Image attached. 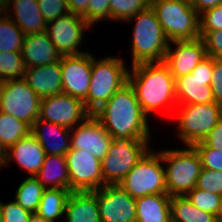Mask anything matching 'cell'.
Segmentation results:
<instances>
[{"label": "cell", "mask_w": 222, "mask_h": 222, "mask_svg": "<svg viewBox=\"0 0 222 222\" xmlns=\"http://www.w3.org/2000/svg\"><path fill=\"white\" fill-rule=\"evenodd\" d=\"M44 186L35 176H28L18 187L15 201L31 213H36L42 198Z\"/></svg>", "instance_id": "obj_30"}, {"label": "cell", "mask_w": 222, "mask_h": 222, "mask_svg": "<svg viewBox=\"0 0 222 222\" xmlns=\"http://www.w3.org/2000/svg\"><path fill=\"white\" fill-rule=\"evenodd\" d=\"M25 70L21 52H0V82L22 79Z\"/></svg>", "instance_id": "obj_33"}, {"label": "cell", "mask_w": 222, "mask_h": 222, "mask_svg": "<svg viewBox=\"0 0 222 222\" xmlns=\"http://www.w3.org/2000/svg\"><path fill=\"white\" fill-rule=\"evenodd\" d=\"M0 222H3V215H2L1 207H0Z\"/></svg>", "instance_id": "obj_49"}, {"label": "cell", "mask_w": 222, "mask_h": 222, "mask_svg": "<svg viewBox=\"0 0 222 222\" xmlns=\"http://www.w3.org/2000/svg\"><path fill=\"white\" fill-rule=\"evenodd\" d=\"M172 43L177 47L172 51L169 44L164 63L175 79L191 73L207 57L205 43L201 37L194 40L172 41Z\"/></svg>", "instance_id": "obj_18"}, {"label": "cell", "mask_w": 222, "mask_h": 222, "mask_svg": "<svg viewBox=\"0 0 222 222\" xmlns=\"http://www.w3.org/2000/svg\"><path fill=\"white\" fill-rule=\"evenodd\" d=\"M111 0H89L87 7V23L92 26L95 22L110 20V4Z\"/></svg>", "instance_id": "obj_39"}, {"label": "cell", "mask_w": 222, "mask_h": 222, "mask_svg": "<svg viewBox=\"0 0 222 222\" xmlns=\"http://www.w3.org/2000/svg\"><path fill=\"white\" fill-rule=\"evenodd\" d=\"M210 87L213 92L215 103H222V59L213 58V70Z\"/></svg>", "instance_id": "obj_42"}, {"label": "cell", "mask_w": 222, "mask_h": 222, "mask_svg": "<svg viewBox=\"0 0 222 222\" xmlns=\"http://www.w3.org/2000/svg\"><path fill=\"white\" fill-rule=\"evenodd\" d=\"M0 14V52H21L25 34L12 20L10 13L0 10Z\"/></svg>", "instance_id": "obj_29"}, {"label": "cell", "mask_w": 222, "mask_h": 222, "mask_svg": "<svg viewBox=\"0 0 222 222\" xmlns=\"http://www.w3.org/2000/svg\"><path fill=\"white\" fill-rule=\"evenodd\" d=\"M41 98L22 79L0 82V111L30 127L39 118Z\"/></svg>", "instance_id": "obj_9"}, {"label": "cell", "mask_w": 222, "mask_h": 222, "mask_svg": "<svg viewBox=\"0 0 222 222\" xmlns=\"http://www.w3.org/2000/svg\"><path fill=\"white\" fill-rule=\"evenodd\" d=\"M66 222H102L93 191H72L65 206Z\"/></svg>", "instance_id": "obj_24"}, {"label": "cell", "mask_w": 222, "mask_h": 222, "mask_svg": "<svg viewBox=\"0 0 222 222\" xmlns=\"http://www.w3.org/2000/svg\"><path fill=\"white\" fill-rule=\"evenodd\" d=\"M133 20L136 23L132 37V66L139 63L164 62L170 41L155 11L149 6L126 21Z\"/></svg>", "instance_id": "obj_3"}, {"label": "cell", "mask_w": 222, "mask_h": 222, "mask_svg": "<svg viewBox=\"0 0 222 222\" xmlns=\"http://www.w3.org/2000/svg\"><path fill=\"white\" fill-rule=\"evenodd\" d=\"M167 163L165 184L169 196H185L196 187L202 170V161L194 146L184 149L159 151Z\"/></svg>", "instance_id": "obj_5"}, {"label": "cell", "mask_w": 222, "mask_h": 222, "mask_svg": "<svg viewBox=\"0 0 222 222\" xmlns=\"http://www.w3.org/2000/svg\"><path fill=\"white\" fill-rule=\"evenodd\" d=\"M93 115L116 140H150L147 115L129 83L103 104Z\"/></svg>", "instance_id": "obj_1"}, {"label": "cell", "mask_w": 222, "mask_h": 222, "mask_svg": "<svg viewBox=\"0 0 222 222\" xmlns=\"http://www.w3.org/2000/svg\"><path fill=\"white\" fill-rule=\"evenodd\" d=\"M170 201L168 194L136 198V222H171Z\"/></svg>", "instance_id": "obj_25"}, {"label": "cell", "mask_w": 222, "mask_h": 222, "mask_svg": "<svg viewBox=\"0 0 222 222\" xmlns=\"http://www.w3.org/2000/svg\"><path fill=\"white\" fill-rule=\"evenodd\" d=\"M163 31L170 42L200 37L199 13L182 0H150Z\"/></svg>", "instance_id": "obj_6"}, {"label": "cell", "mask_w": 222, "mask_h": 222, "mask_svg": "<svg viewBox=\"0 0 222 222\" xmlns=\"http://www.w3.org/2000/svg\"><path fill=\"white\" fill-rule=\"evenodd\" d=\"M0 207L3 222H27L32 214L30 211L23 209L15 200L5 204L0 201Z\"/></svg>", "instance_id": "obj_41"}, {"label": "cell", "mask_w": 222, "mask_h": 222, "mask_svg": "<svg viewBox=\"0 0 222 222\" xmlns=\"http://www.w3.org/2000/svg\"><path fill=\"white\" fill-rule=\"evenodd\" d=\"M131 69L128 83L147 116L172 103L177 105L175 78L164 62L139 63Z\"/></svg>", "instance_id": "obj_2"}, {"label": "cell", "mask_w": 222, "mask_h": 222, "mask_svg": "<svg viewBox=\"0 0 222 222\" xmlns=\"http://www.w3.org/2000/svg\"><path fill=\"white\" fill-rule=\"evenodd\" d=\"M129 72L122 58L110 56L97 61L92 56L91 80L84 101L86 109L93 114L105 104L128 83Z\"/></svg>", "instance_id": "obj_4"}, {"label": "cell", "mask_w": 222, "mask_h": 222, "mask_svg": "<svg viewBox=\"0 0 222 222\" xmlns=\"http://www.w3.org/2000/svg\"><path fill=\"white\" fill-rule=\"evenodd\" d=\"M149 143L150 140L113 139L106 156L101 160L105 185H118L150 150Z\"/></svg>", "instance_id": "obj_8"}, {"label": "cell", "mask_w": 222, "mask_h": 222, "mask_svg": "<svg viewBox=\"0 0 222 222\" xmlns=\"http://www.w3.org/2000/svg\"><path fill=\"white\" fill-rule=\"evenodd\" d=\"M71 132V148L88 152L100 160L106 156L113 140L93 114L72 128Z\"/></svg>", "instance_id": "obj_17"}, {"label": "cell", "mask_w": 222, "mask_h": 222, "mask_svg": "<svg viewBox=\"0 0 222 222\" xmlns=\"http://www.w3.org/2000/svg\"><path fill=\"white\" fill-rule=\"evenodd\" d=\"M171 222H221L211 213L194 206L186 196H171Z\"/></svg>", "instance_id": "obj_27"}, {"label": "cell", "mask_w": 222, "mask_h": 222, "mask_svg": "<svg viewBox=\"0 0 222 222\" xmlns=\"http://www.w3.org/2000/svg\"><path fill=\"white\" fill-rule=\"evenodd\" d=\"M219 106H220V120H222V103L219 104Z\"/></svg>", "instance_id": "obj_48"}, {"label": "cell", "mask_w": 222, "mask_h": 222, "mask_svg": "<svg viewBox=\"0 0 222 222\" xmlns=\"http://www.w3.org/2000/svg\"><path fill=\"white\" fill-rule=\"evenodd\" d=\"M178 117L179 137L187 146L202 142L220 120L218 103L181 105Z\"/></svg>", "instance_id": "obj_10"}, {"label": "cell", "mask_w": 222, "mask_h": 222, "mask_svg": "<svg viewBox=\"0 0 222 222\" xmlns=\"http://www.w3.org/2000/svg\"><path fill=\"white\" fill-rule=\"evenodd\" d=\"M206 47L207 56L222 59V29L216 31H200Z\"/></svg>", "instance_id": "obj_40"}, {"label": "cell", "mask_w": 222, "mask_h": 222, "mask_svg": "<svg viewBox=\"0 0 222 222\" xmlns=\"http://www.w3.org/2000/svg\"><path fill=\"white\" fill-rule=\"evenodd\" d=\"M45 156L41 144L29 133L6 150L5 164L14 159L22 169L31 174L30 176H35L41 169Z\"/></svg>", "instance_id": "obj_21"}, {"label": "cell", "mask_w": 222, "mask_h": 222, "mask_svg": "<svg viewBox=\"0 0 222 222\" xmlns=\"http://www.w3.org/2000/svg\"><path fill=\"white\" fill-rule=\"evenodd\" d=\"M93 192L102 222H136V199L119 185H104Z\"/></svg>", "instance_id": "obj_14"}, {"label": "cell", "mask_w": 222, "mask_h": 222, "mask_svg": "<svg viewBox=\"0 0 222 222\" xmlns=\"http://www.w3.org/2000/svg\"><path fill=\"white\" fill-rule=\"evenodd\" d=\"M203 142L210 148L222 150V120L218 121Z\"/></svg>", "instance_id": "obj_43"}, {"label": "cell", "mask_w": 222, "mask_h": 222, "mask_svg": "<svg viewBox=\"0 0 222 222\" xmlns=\"http://www.w3.org/2000/svg\"><path fill=\"white\" fill-rule=\"evenodd\" d=\"M31 127L14 116L0 111V142L7 150L30 133Z\"/></svg>", "instance_id": "obj_31"}, {"label": "cell", "mask_w": 222, "mask_h": 222, "mask_svg": "<svg viewBox=\"0 0 222 222\" xmlns=\"http://www.w3.org/2000/svg\"><path fill=\"white\" fill-rule=\"evenodd\" d=\"M48 128L50 132L47 131ZM70 130L71 129H67L62 126H59L58 124H54L38 118L31 126L30 133L41 144L42 148L45 150L46 155L65 156V154L71 148V134H68Z\"/></svg>", "instance_id": "obj_23"}, {"label": "cell", "mask_w": 222, "mask_h": 222, "mask_svg": "<svg viewBox=\"0 0 222 222\" xmlns=\"http://www.w3.org/2000/svg\"><path fill=\"white\" fill-rule=\"evenodd\" d=\"M200 31H216L222 29V4L204 10L199 14Z\"/></svg>", "instance_id": "obj_38"}, {"label": "cell", "mask_w": 222, "mask_h": 222, "mask_svg": "<svg viewBox=\"0 0 222 222\" xmlns=\"http://www.w3.org/2000/svg\"><path fill=\"white\" fill-rule=\"evenodd\" d=\"M5 159H6V149L3 147V145L0 142V168L2 165H5Z\"/></svg>", "instance_id": "obj_47"}, {"label": "cell", "mask_w": 222, "mask_h": 222, "mask_svg": "<svg viewBox=\"0 0 222 222\" xmlns=\"http://www.w3.org/2000/svg\"><path fill=\"white\" fill-rule=\"evenodd\" d=\"M182 1H186V2H188V3H192V0H182Z\"/></svg>", "instance_id": "obj_50"}, {"label": "cell", "mask_w": 222, "mask_h": 222, "mask_svg": "<svg viewBox=\"0 0 222 222\" xmlns=\"http://www.w3.org/2000/svg\"><path fill=\"white\" fill-rule=\"evenodd\" d=\"M187 199L198 209L222 217V196L195 187L186 195Z\"/></svg>", "instance_id": "obj_32"}, {"label": "cell", "mask_w": 222, "mask_h": 222, "mask_svg": "<svg viewBox=\"0 0 222 222\" xmlns=\"http://www.w3.org/2000/svg\"><path fill=\"white\" fill-rule=\"evenodd\" d=\"M71 191L61 188L44 189L36 213L49 222H55L65 214V206Z\"/></svg>", "instance_id": "obj_28"}, {"label": "cell", "mask_w": 222, "mask_h": 222, "mask_svg": "<svg viewBox=\"0 0 222 222\" xmlns=\"http://www.w3.org/2000/svg\"><path fill=\"white\" fill-rule=\"evenodd\" d=\"M27 222H49L45 220L43 217L39 216L37 213H32L28 218Z\"/></svg>", "instance_id": "obj_46"}, {"label": "cell", "mask_w": 222, "mask_h": 222, "mask_svg": "<svg viewBox=\"0 0 222 222\" xmlns=\"http://www.w3.org/2000/svg\"><path fill=\"white\" fill-rule=\"evenodd\" d=\"M23 79L41 99L62 93L60 62L28 67Z\"/></svg>", "instance_id": "obj_22"}, {"label": "cell", "mask_w": 222, "mask_h": 222, "mask_svg": "<svg viewBox=\"0 0 222 222\" xmlns=\"http://www.w3.org/2000/svg\"><path fill=\"white\" fill-rule=\"evenodd\" d=\"M35 177L45 189L61 188L70 190L68 167L64 155H46L44 163ZM48 185L50 186L48 187Z\"/></svg>", "instance_id": "obj_26"}, {"label": "cell", "mask_w": 222, "mask_h": 222, "mask_svg": "<svg viewBox=\"0 0 222 222\" xmlns=\"http://www.w3.org/2000/svg\"><path fill=\"white\" fill-rule=\"evenodd\" d=\"M222 0H192L191 5L200 14L204 10L220 5Z\"/></svg>", "instance_id": "obj_45"}, {"label": "cell", "mask_w": 222, "mask_h": 222, "mask_svg": "<svg viewBox=\"0 0 222 222\" xmlns=\"http://www.w3.org/2000/svg\"><path fill=\"white\" fill-rule=\"evenodd\" d=\"M62 74V93L80 99L87 98L91 80L92 54L62 56L60 60Z\"/></svg>", "instance_id": "obj_16"}, {"label": "cell", "mask_w": 222, "mask_h": 222, "mask_svg": "<svg viewBox=\"0 0 222 222\" xmlns=\"http://www.w3.org/2000/svg\"><path fill=\"white\" fill-rule=\"evenodd\" d=\"M196 187L222 196V171L202 168Z\"/></svg>", "instance_id": "obj_36"}, {"label": "cell", "mask_w": 222, "mask_h": 222, "mask_svg": "<svg viewBox=\"0 0 222 222\" xmlns=\"http://www.w3.org/2000/svg\"><path fill=\"white\" fill-rule=\"evenodd\" d=\"M213 57L207 56L191 73L175 79L177 105L215 102L210 82Z\"/></svg>", "instance_id": "obj_11"}, {"label": "cell", "mask_w": 222, "mask_h": 222, "mask_svg": "<svg viewBox=\"0 0 222 222\" xmlns=\"http://www.w3.org/2000/svg\"><path fill=\"white\" fill-rule=\"evenodd\" d=\"M89 27L82 16L69 13L48 22L46 33L62 56L79 55L85 53L77 48L82 44L84 29Z\"/></svg>", "instance_id": "obj_15"}, {"label": "cell", "mask_w": 222, "mask_h": 222, "mask_svg": "<svg viewBox=\"0 0 222 222\" xmlns=\"http://www.w3.org/2000/svg\"><path fill=\"white\" fill-rule=\"evenodd\" d=\"M12 13L15 24L27 34H34L46 31L47 22L41 14L37 0H0V10L4 13Z\"/></svg>", "instance_id": "obj_19"}, {"label": "cell", "mask_w": 222, "mask_h": 222, "mask_svg": "<svg viewBox=\"0 0 222 222\" xmlns=\"http://www.w3.org/2000/svg\"><path fill=\"white\" fill-rule=\"evenodd\" d=\"M70 191H94L105 185L101 160L92 154L70 148L65 154Z\"/></svg>", "instance_id": "obj_12"}, {"label": "cell", "mask_w": 222, "mask_h": 222, "mask_svg": "<svg viewBox=\"0 0 222 222\" xmlns=\"http://www.w3.org/2000/svg\"><path fill=\"white\" fill-rule=\"evenodd\" d=\"M150 0H111L109 4L110 19L125 21L146 10Z\"/></svg>", "instance_id": "obj_34"}, {"label": "cell", "mask_w": 222, "mask_h": 222, "mask_svg": "<svg viewBox=\"0 0 222 222\" xmlns=\"http://www.w3.org/2000/svg\"><path fill=\"white\" fill-rule=\"evenodd\" d=\"M89 0H67L70 13L82 16L87 22V7Z\"/></svg>", "instance_id": "obj_44"}, {"label": "cell", "mask_w": 222, "mask_h": 222, "mask_svg": "<svg viewBox=\"0 0 222 222\" xmlns=\"http://www.w3.org/2000/svg\"><path fill=\"white\" fill-rule=\"evenodd\" d=\"M162 162L159 152L149 150L118 185L135 199L151 194H167Z\"/></svg>", "instance_id": "obj_7"}, {"label": "cell", "mask_w": 222, "mask_h": 222, "mask_svg": "<svg viewBox=\"0 0 222 222\" xmlns=\"http://www.w3.org/2000/svg\"><path fill=\"white\" fill-rule=\"evenodd\" d=\"M37 2L47 23L70 13L67 0H37Z\"/></svg>", "instance_id": "obj_37"}, {"label": "cell", "mask_w": 222, "mask_h": 222, "mask_svg": "<svg viewBox=\"0 0 222 222\" xmlns=\"http://www.w3.org/2000/svg\"><path fill=\"white\" fill-rule=\"evenodd\" d=\"M91 113L82 100L60 93L41 99L39 118L67 129L84 121Z\"/></svg>", "instance_id": "obj_13"}, {"label": "cell", "mask_w": 222, "mask_h": 222, "mask_svg": "<svg viewBox=\"0 0 222 222\" xmlns=\"http://www.w3.org/2000/svg\"><path fill=\"white\" fill-rule=\"evenodd\" d=\"M21 55L26 68L60 62L62 57L46 31L25 35Z\"/></svg>", "instance_id": "obj_20"}, {"label": "cell", "mask_w": 222, "mask_h": 222, "mask_svg": "<svg viewBox=\"0 0 222 222\" xmlns=\"http://www.w3.org/2000/svg\"><path fill=\"white\" fill-rule=\"evenodd\" d=\"M194 148L200 155L202 168L222 171V150L210 148L203 141L196 143Z\"/></svg>", "instance_id": "obj_35"}]
</instances>
